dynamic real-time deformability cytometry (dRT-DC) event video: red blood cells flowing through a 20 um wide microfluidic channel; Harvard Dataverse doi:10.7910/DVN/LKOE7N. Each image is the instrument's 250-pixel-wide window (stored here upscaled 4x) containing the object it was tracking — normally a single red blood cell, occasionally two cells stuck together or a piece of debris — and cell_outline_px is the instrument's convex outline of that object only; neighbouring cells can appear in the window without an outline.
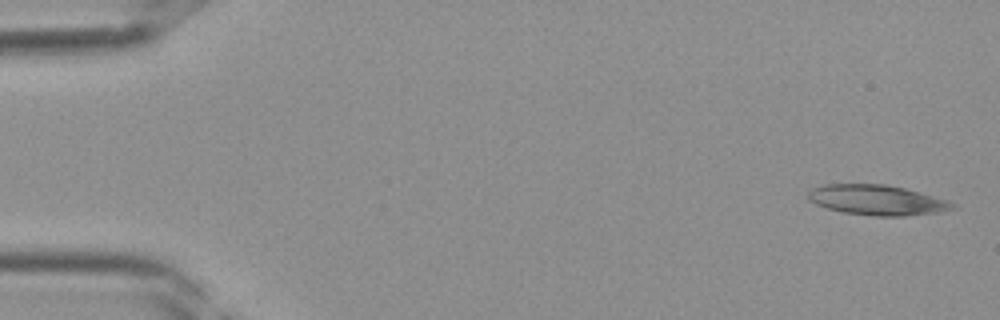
{"species": "Egyptian fruit bat (a non-hibernating species)", "species_latin": "Rousettus aegyptiacus", "temperature_condition": "room temperature", "stored_images_in_passage": 38, "camera_frame_rate_fps": 3000, "um_per_image_px": 0.085, "frame": {"image": 1, "passage_image": 1, "time_ms": 0.0, "image_size_px": [1000, 320], "cell_outline_px": [[956, 208], [940, 212], [904, 216], [872, 216], [844, 212], [828, 208], [816, 204], [808, 200], [808, 192], [812, 188], [824, 184], [884, 184], [904, 188], [948, 200], [956, 204]], "centroid_in_image_um": [74.55, 17.0], "position_along_channel_um": 10.4, "area_um2": 25.37}}
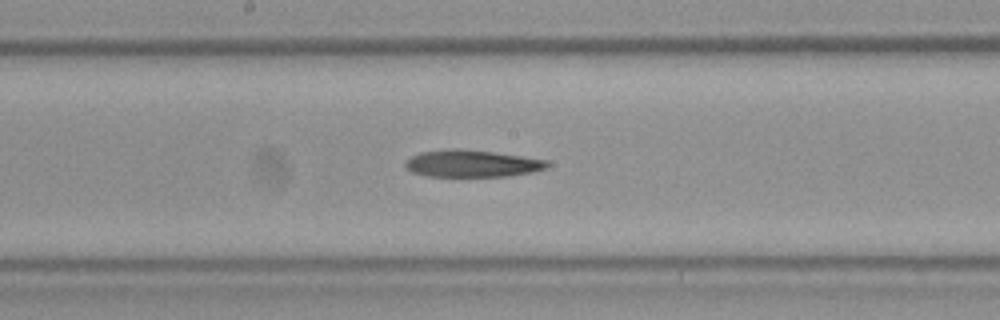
{"frame": {"image": 2, "passage_image": 20, "time_ms": 6.333, "image_size_px": [1000, 320], "cell_outline_px": [[548, 168], [532, 172], [508, 176], [428, 176], [412, 172], [404, 168], [404, 164], [412, 156], [420, 152], [448, 148], [460, 148], [492, 152], [548, 160]], "centroid_in_image_um": [40.09, 13.89], "position_along_channel_um": 208.1, "area_um2": 22.37}}
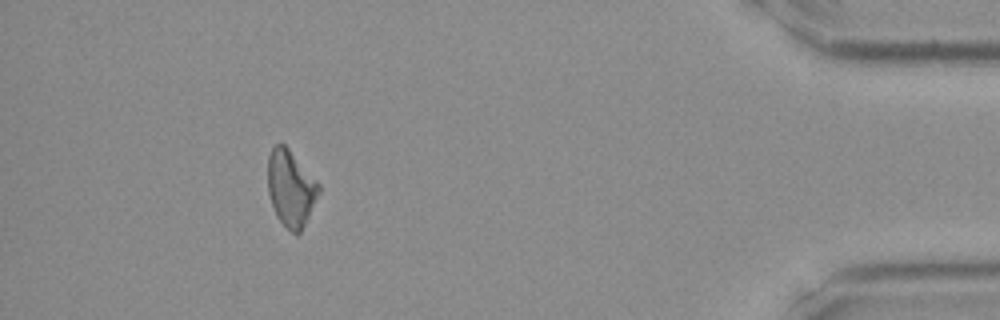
{"frame": {"image": 3, "passage_image": 35, "time_ms": 11.333, "image_size_px": [1000, 320], "cell_outline_px": [[320, 192], [300, 232], [296, 236], [276, 216], [268, 192], [268, 156], [272, 148], [276, 144], [284, 144], [288, 148], [320, 184]], "centroid_in_image_um": [24.71, 15.99], "position_along_channel_um": 410.5, "area_um2": 22.31}}